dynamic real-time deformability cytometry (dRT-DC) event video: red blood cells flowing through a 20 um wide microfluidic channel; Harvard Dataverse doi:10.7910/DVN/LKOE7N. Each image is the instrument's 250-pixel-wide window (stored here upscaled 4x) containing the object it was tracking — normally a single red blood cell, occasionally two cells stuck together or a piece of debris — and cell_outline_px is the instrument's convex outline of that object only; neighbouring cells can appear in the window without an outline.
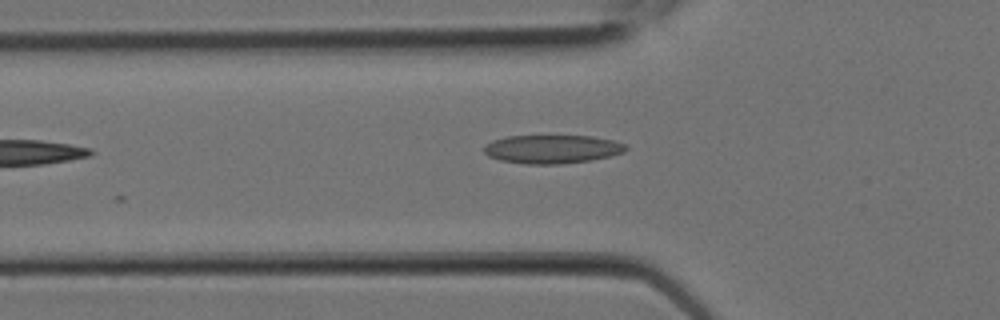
{"species": "Egyptian fruit bat (a non-hibernating species)", "species_latin": "Rousettus aegyptiacus", "temperature_condition": "room temperature", "stored_images_in_passage": 8, "camera_frame_rate_fps": 3000, "um_per_image_px": 0.085, "animal": {"sex": "female"}, "frame": {"image": 1, "passage_image": 8, "time_ms": 2.333, "image_size_px": [1000, 320], "cell_outline_px": [[628, 148], [624, 152], [608, 156], [588, 160], [560, 164], [524, 164], [500, 160], [488, 156], [484, 152], [484, 148], [492, 140], [508, 136], [592, 136], [612, 140], [628, 144]], "centroid_in_image_um": [46.94, 12.67], "position_along_channel_um": 78.9, "area_um2": 23.47}}